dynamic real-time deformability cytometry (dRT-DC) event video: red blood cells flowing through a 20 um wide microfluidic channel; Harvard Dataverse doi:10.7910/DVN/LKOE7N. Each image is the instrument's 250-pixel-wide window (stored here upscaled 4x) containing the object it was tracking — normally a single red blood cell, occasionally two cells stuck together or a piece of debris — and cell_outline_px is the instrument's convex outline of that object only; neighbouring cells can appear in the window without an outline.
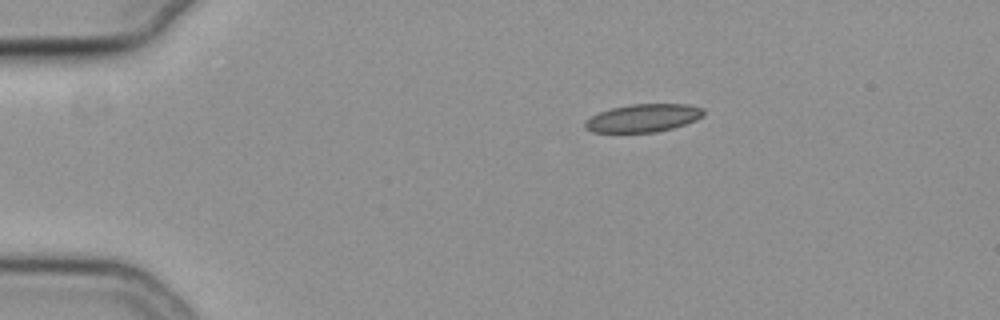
{"species": "common noctule bat (a hibernating species)", "species_latin": "Nyctalus noctula", "temperature_condition": "cold", "stored_images_in_passage": 45, "camera_frame_rate_fps": 3000, "um_per_image_px": 0.085, "animal": {"sex": "female", "body_mass_g": 19.3, "forearm_length_mm": 54.1}, "frame": {"image": 1, "passage_image": 1, "time_ms": 0.0, "image_size_px": [1000, 320], "cell_outline_px": [[704, 116], [696, 120], [672, 128], [656, 132], [592, 132], [584, 128], [584, 120], [600, 112], [612, 108], [632, 104], [688, 104], [704, 108]], "centroid_in_image_um": [54.68, 10.03], "position_along_channel_um": 30.3, "area_um2": 19.31}}
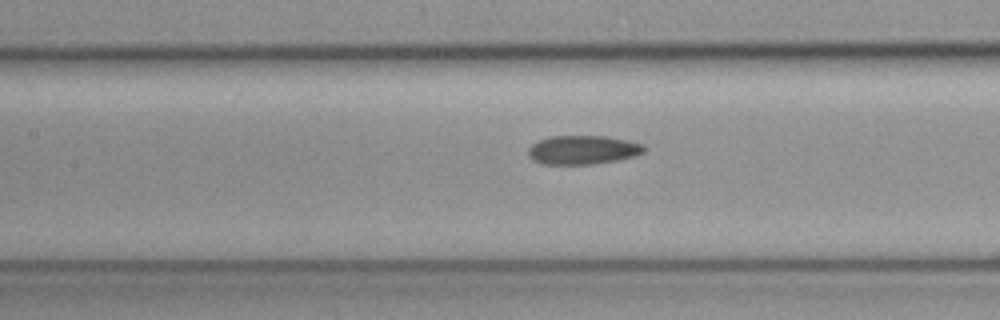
{"frame": {"image": 2, "passage_image": 16, "time_ms": 5.0, "image_size_px": [1000, 320], "cell_outline_px": [[644, 152], [636, 156], [596, 164], [540, 164], [532, 160], [528, 156], [528, 148], [532, 144], [548, 136], [604, 136], [628, 140], [644, 144]], "centroid_in_image_um": [49.52, 12.74], "position_along_channel_um": 157.9, "area_um2": 19.65}}
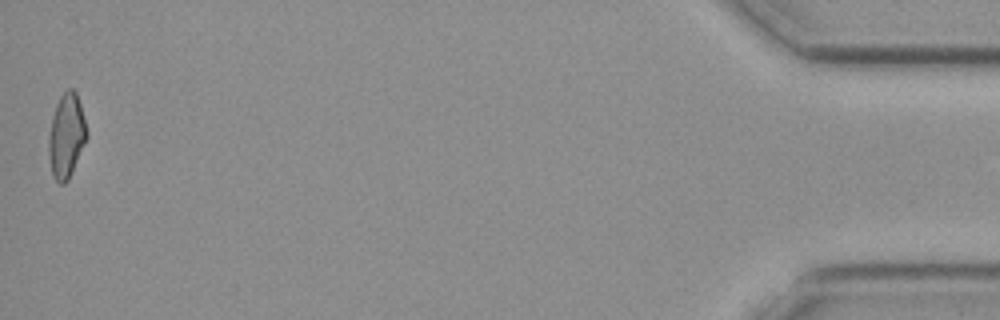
{"frame": {"image": 3, "passage_image": 45, "time_ms": 14.667, "image_size_px": [1000, 320], "cell_outline_px": [[88, 136], [72, 172], [68, 180], [64, 184], [60, 184], [52, 176], [48, 152], [48, 136], [52, 116], [56, 104], [60, 96], [68, 88], [72, 88], [76, 92], [80, 104], [88, 132]], "centroid_in_image_um": [5.63, 11.55], "position_along_channel_um": 429.6, "area_um2": 18.79}, "authors_computed_cell_mechanics": {"area_um2": 19.3052, "velocity_mm_per_s": 3.8093, "shape_relaxation_time_tau1_ms": null, "shape_relaxation_time_tau2_ms": 4.8653, "deformation_change_tau1": null, "deformation_change_tau2": 0.1205}}